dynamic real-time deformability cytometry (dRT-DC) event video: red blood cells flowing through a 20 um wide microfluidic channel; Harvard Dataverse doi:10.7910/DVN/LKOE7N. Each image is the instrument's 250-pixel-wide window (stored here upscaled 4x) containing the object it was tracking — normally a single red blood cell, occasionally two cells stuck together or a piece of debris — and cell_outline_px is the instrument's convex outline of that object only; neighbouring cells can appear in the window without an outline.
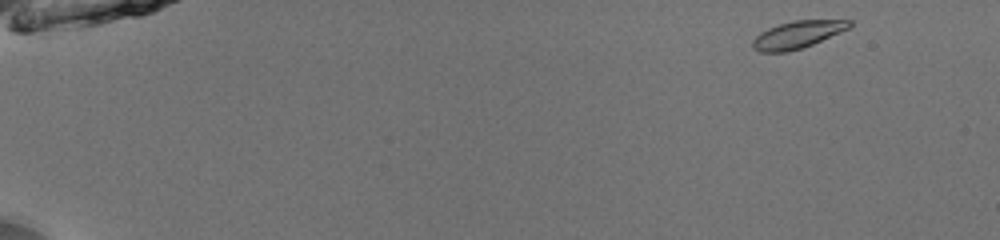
{"species": "common noctule bat (a hibernating species)", "species_latin": "Nyctalus noctula", "temperature_condition": "room temperature", "stored_images_in_passage": 49, "camera_frame_rate_fps": 3000, "um_per_image_px": 0.085, "animal": {"sex": "male", "body_mass_g": 13.0, "forearm_length_mm": 53.1}, "frame": {"image": 1, "passage_image": 1, "time_ms": 0.0, "image_size_px": [1000, 240], "cell_outline_px": [[852, 24], [848, 28], [840, 32], [812, 44], [788, 52], [760, 52], [752, 48], [752, 40], [760, 32], [768, 28], [780, 24], [796, 20], [852, 20]], "centroid_in_image_um": [67.75, 2.95], "position_along_channel_um": 17.3, "area_um2": 15.2}}
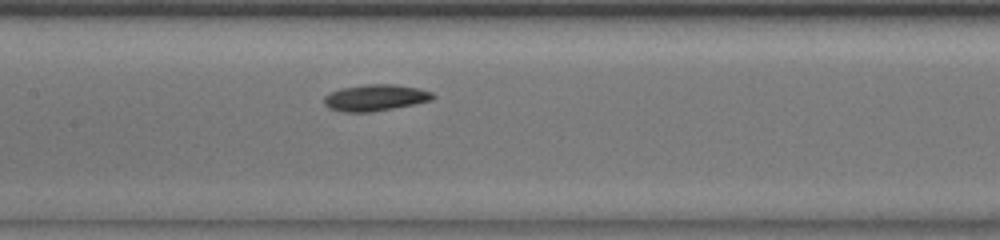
{"frame": {"image": 2, "passage_image": 24, "time_ms": 7.667, "image_size_px": [1000, 240], "cell_outline_px": [[436, 96], [432, 100], [372, 112], [344, 112], [328, 108], [324, 104], [324, 96], [340, 88], [368, 84], [396, 84], [420, 88], [432, 92]], "centroid_in_image_um": [31.9, 8.29], "position_along_channel_um": 175.5, "area_um2": 16.76}}
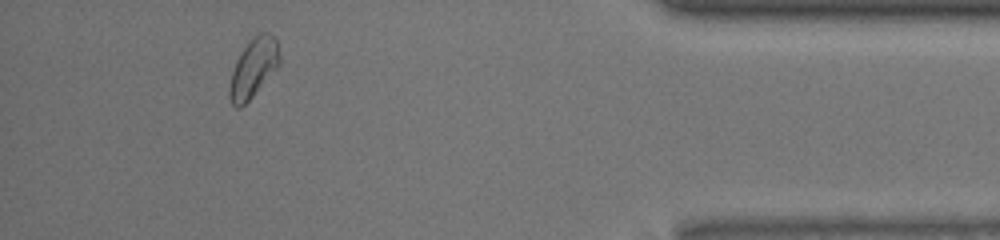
{"frame": {"image": 3, "passage_image": 45, "time_ms": 14.667, "image_size_px": [1000, 240], "cell_outline_px": [[280, 64], [252, 96], [240, 108], [236, 108], [232, 104], [228, 96], [228, 88], [232, 72], [236, 60], [240, 52], [260, 32], [268, 32], [276, 40], [280, 56]], "centroid_in_image_um": [21.52, 5.8], "position_along_channel_um": 413.7, "area_um2": 16.88}, "authors_computed_cell_mechanics": {"area_um2": 16.473, "velocity_mm_per_s": 3.9559, "shape_relaxation_time_tau1_ms": 2.5431, "shape_relaxation_time_tau2_ms": null, "deformation_change_tau1": 0.0866, "deformation_change_tau2": null}}